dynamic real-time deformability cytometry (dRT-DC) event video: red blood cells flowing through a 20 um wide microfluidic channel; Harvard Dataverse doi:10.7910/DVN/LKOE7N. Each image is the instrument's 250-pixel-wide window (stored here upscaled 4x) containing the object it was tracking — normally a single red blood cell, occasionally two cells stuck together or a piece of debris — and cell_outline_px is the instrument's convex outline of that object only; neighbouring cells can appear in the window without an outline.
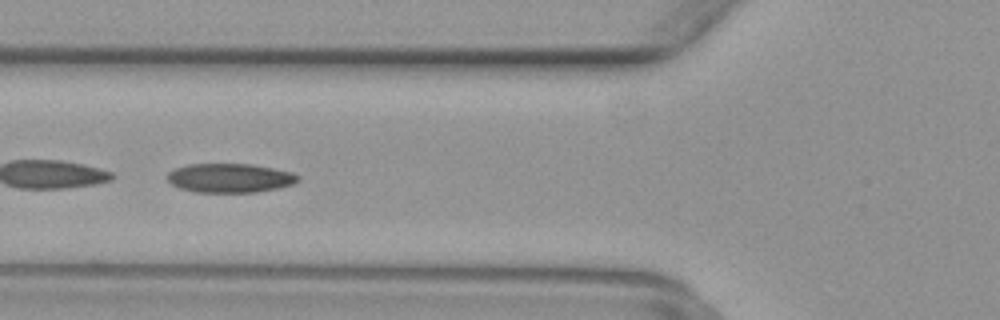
{"species": "common noctule bat (a hibernating species)", "species_latin": "Nyctalus noctula", "temperature_condition": "warm", "stored_images_in_passage": 44, "camera_frame_rate_fps": 3000, "um_per_image_px": 0.085, "animal": {"sex": "female", "body_mass_g": 29.2, "forearm_length_mm": 56.3}, "frame": {"image": 1, "passage_image": 19, "time_ms": 6.0, "image_size_px": [1000, 320], "cell_outline_px": [[300, 180], [292, 184], [280, 188], [256, 192], [192, 192], [180, 188], [172, 184], [168, 180], [168, 172], [176, 168], [188, 164], [252, 164], [292, 172], [300, 176]], "centroid_in_image_um": [19.56, 15.13], "position_along_channel_um": 106.2, "area_um2": 22.2}}